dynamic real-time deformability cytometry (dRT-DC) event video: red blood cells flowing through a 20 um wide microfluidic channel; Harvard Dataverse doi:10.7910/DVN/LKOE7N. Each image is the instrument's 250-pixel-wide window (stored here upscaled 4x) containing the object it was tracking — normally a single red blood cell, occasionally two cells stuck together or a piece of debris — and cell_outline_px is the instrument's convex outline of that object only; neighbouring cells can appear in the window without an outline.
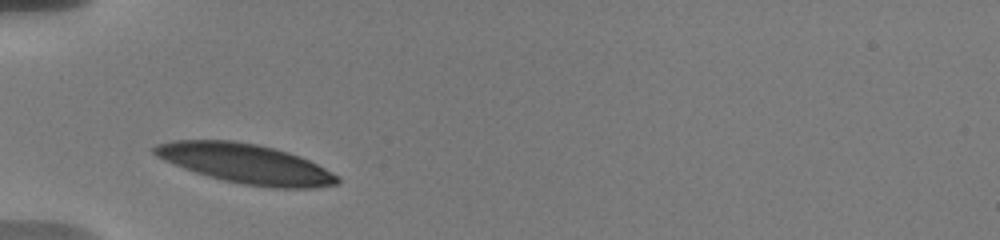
{"species": "human", "species_latin": "Homo sapiens", "temperature_condition": "warm", "stored_images_in_passage": 25, "camera_frame_rate_fps": 3000, "um_per_image_px": 0.085, "donor": {"sex": "male"}, "frame": {"image": 1, "passage_image": 1, "time_ms": 0.0, "image_size_px": [1000, 240], "cell_outline_px": [[340, 184], [312, 188], [272, 188], [244, 184], [224, 180], [208, 176], [184, 168], [164, 160], [156, 156], [152, 152], [152, 148], [156, 144], [172, 140], [236, 140], [256, 144], [288, 152], [300, 156], [340, 176]], "centroid_in_image_um": [20.89, 13.91], "position_along_channel_um": 64.1, "area_um2": 42.14}}
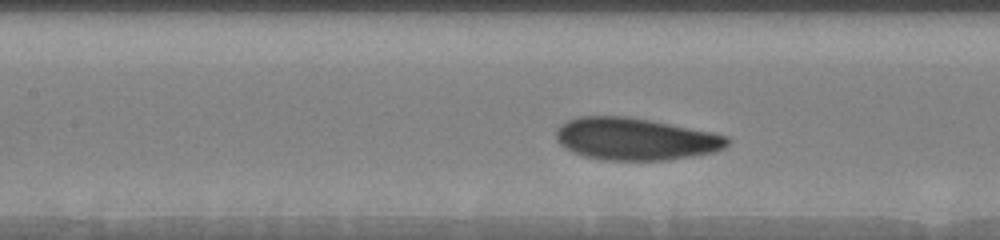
{"frame": {"image": 2, "passage_image": 19, "time_ms": 2.667, "image_size_px": [1000, 240], "cell_outline_px": [[728, 144], [724, 148], [716, 152], [668, 160], [608, 160], [584, 156], [572, 152], [564, 148], [556, 140], [556, 128], [560, 124], [568, 120], [580, 116], [628, 116], [712, 132], [728, 136]], "centroid_in_image_um": [53.98, 11.81], "position_along_channel_um": 153.4, "area_um2": 42.19}}
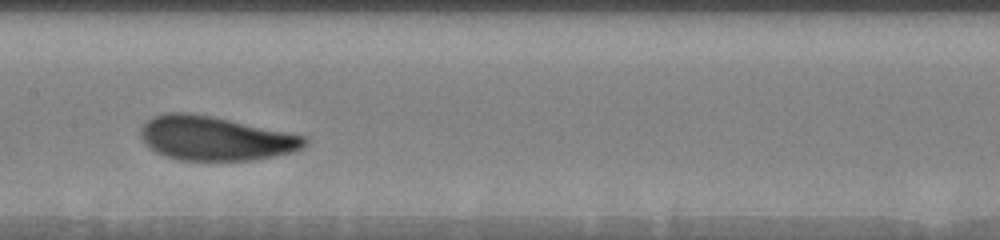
{"frame": {"image": 3, "passage_image": 24, "time_ms": 3.667, "image_size_px": [1000, 240], "cell_outline_px": [[308, 144], [292, 152], [252, 160], [180, 160], [156, 152], [148, 148], [144, 144], [140, 136], [140, 128], [152, 116], [164, 112], [188, 112], [212, 116], [308, 136]], "centroid_in_image_um": [18.28, 11.74], "position_along_channel_um": 189.1, "area_um2": 42.37}}